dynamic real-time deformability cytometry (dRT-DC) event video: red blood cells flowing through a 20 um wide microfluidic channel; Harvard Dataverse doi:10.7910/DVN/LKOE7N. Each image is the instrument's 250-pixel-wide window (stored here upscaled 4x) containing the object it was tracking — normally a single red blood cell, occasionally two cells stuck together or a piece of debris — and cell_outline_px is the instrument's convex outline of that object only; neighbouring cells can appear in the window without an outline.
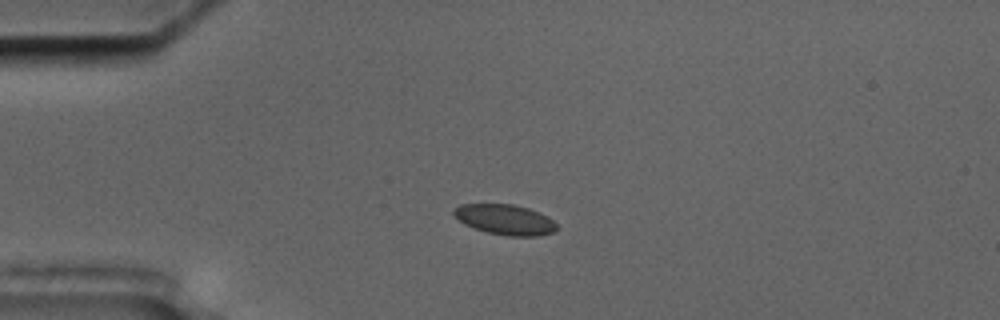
{"species": "common noctule bat (a hibernating species)", "species_latin": "Nyctalus noctula", "temperature_condition": "cold", "stored_images_in_passage": 3, "camera_frame_rate_fps": 3000, "um_per_image_px": 0.085, "animal": {"sex": "male", "body_mass_g": 17.5, "forearm_length_mm": 52.3}, "frame": {"image": 1, "passage_image": 1, "time_ms": 0.0, "image_size_px": [1000, 320], "cell_outline_px": [[556, 228], [552, 232], [540, 236], [508, 236], [488, 232], [464, 224], [452, 212], [460, 204], [512, 204], [528, 208], [540, 212], [548, 216], [556, 224]], "centroid_in_image_um": [42.95, 18.66], "position_along_channel_um": 42.0, "area_um2": 17.98}}